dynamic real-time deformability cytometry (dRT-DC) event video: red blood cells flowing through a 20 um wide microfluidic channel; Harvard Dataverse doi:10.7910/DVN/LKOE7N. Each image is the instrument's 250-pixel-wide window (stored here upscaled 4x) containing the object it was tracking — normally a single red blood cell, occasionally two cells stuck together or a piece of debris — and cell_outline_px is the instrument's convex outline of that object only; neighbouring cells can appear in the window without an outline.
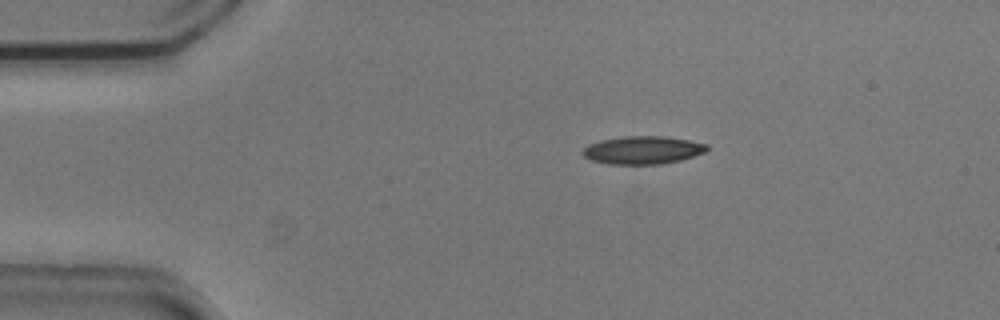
{"species": "common noctule bat (a hibernating species)", "species_latin": "Nyctalus noctula", "temperature_condition": "cold", "stored_images_in_passage": 45, "camera_frame_rate_fps": 3000, "um_per_image_px": 0.085, "animal": {"sex": "male", "body_mass_g": 20.5, "forearm_length_mm": 52.5}, "frame": {"image": 1, "passage_image": 1, "time_ms": 0.0, "image_size_px": [1000, 320], "cell_outline_px": [[708, 148], [704, 152], [680, 160], [660, 164], [608, 164], [592, 160], [584, 156], [584, 148], [588, 144], [600, 140], [624, 136], [668, 136], [708, 144]], "centroid_in_image_um": [54.63, 12.75], "position_along_channel_um": 30.4, "area_um2": 20.11}}
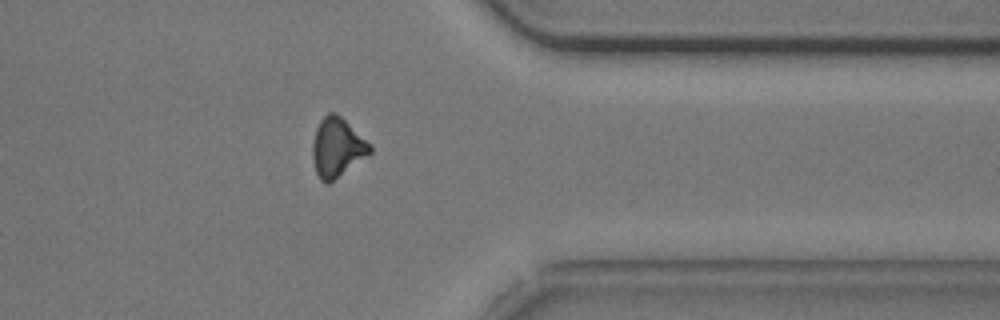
{"frame": {"image": 2, "passage_image": 34, "time_ms": 11.0, "image_size_px": [1000, 320], "cell_outline_px": [[372, 152], [328, 184], [324, 184], [320, 180], [316, 172], [312, 156], [312, 144], [316, 128], [320, 120], [328, 112], [336, 112], [372, 144]], "centroid_in_image_um": [28.65, 12.52], "position_along_channel_um": 382.7, "area_um2": 19.83}}
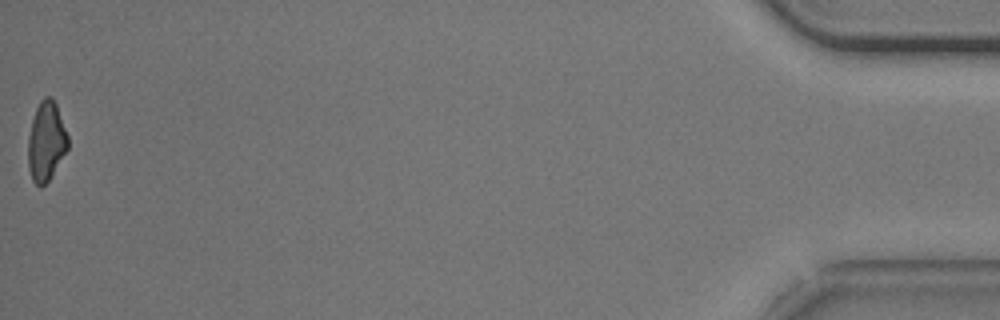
{"frame": {"image": 3, "passage_image": 45, "time_ms": 14.667, "image_size_px": [1000, 320], "cell_outline_px": [[68, 148], [52, 176], [40, 188], [32, 180], [28, 168], [28, 136], [32, 120], [36, 108], [40, 100], [44, 96], [52, 96], [56, 104], [68, 136]], "centroid_in_image_um": [3.92, 12.01], "position_along_channel_um": 431.3, "area_um2": 18.5}, "authors_computed_cell_mechanics": {"area_um2": 20.1144, "velocity_mm_per_s": 3.7406, "shape_relaxation_time_tau1_ms": 2.8239, "shape_relaxation_time_tau2_ms": 8.4624, "deformation_change_tau1": 0.1175, "deformation_change_tau2": 0.1795}}